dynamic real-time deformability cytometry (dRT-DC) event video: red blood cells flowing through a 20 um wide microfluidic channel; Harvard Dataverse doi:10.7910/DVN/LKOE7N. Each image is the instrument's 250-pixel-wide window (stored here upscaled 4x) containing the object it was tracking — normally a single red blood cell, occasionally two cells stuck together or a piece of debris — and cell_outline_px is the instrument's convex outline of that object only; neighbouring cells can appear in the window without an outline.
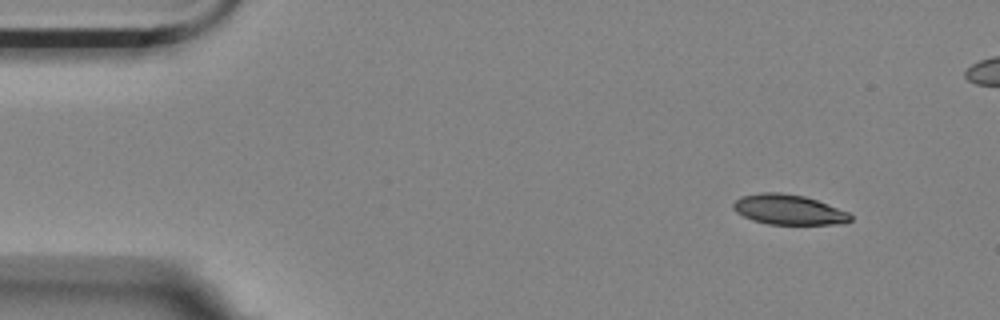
{"species": "Egyptian fruit bat (a non-hibernating species)", "species_latin": "Rousettus aegyptiacus", "temperature_condition": "room temperature", "stored_images_in_passage": 7, "camera_frame_rate_fps": 3000, "um_per_image_px": 0.085, "animal": {"sex": "female"}, "frame": {"image": 1, "passage_image": 1, "time_ms": 0.0, "image_size_px": [1000, 320], "cell_outline_px": [[852, 220], [844, 224], [768, 224], [752, 220], [736, 212], [732, 208], [732, 204], [740, 196], [760, 192], [780, 192], [804, 196], [816, 200], [848, 212], [852, 216]], "centroid_in_image_um": [67.01, 17.82], "position_along_channel_um": 18.0, "area_um2": 20.58}}
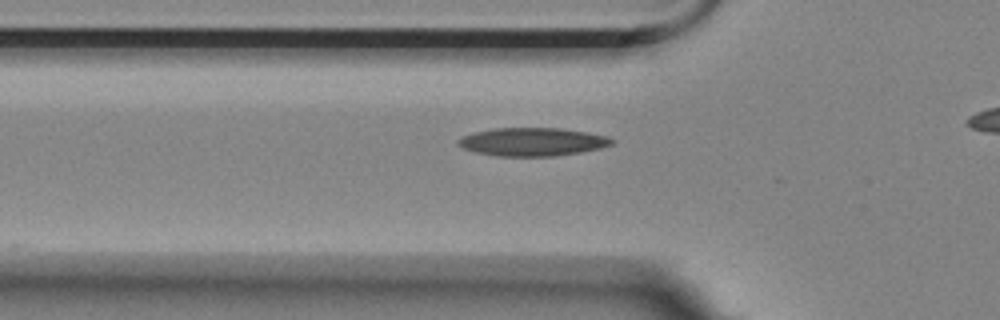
{"frame": {"image": 2, "passage_image": 7, "time_ms": 2.0, "image_size_px": [1000, 320], "cell_outline_px": [[616, 140], [612, 144], [600, 148], [580, 152], [552, 156], [500, 156], [476, 152], [464, 148], [456, 144], [456, 140], [472, 132], [496, 128], [560, 128], [588, 132], [608, 136]], "centroid_in_image_um": [45.27, 12.05], "position_along_channel_um": 80.5, "area_um2": 25.26}}